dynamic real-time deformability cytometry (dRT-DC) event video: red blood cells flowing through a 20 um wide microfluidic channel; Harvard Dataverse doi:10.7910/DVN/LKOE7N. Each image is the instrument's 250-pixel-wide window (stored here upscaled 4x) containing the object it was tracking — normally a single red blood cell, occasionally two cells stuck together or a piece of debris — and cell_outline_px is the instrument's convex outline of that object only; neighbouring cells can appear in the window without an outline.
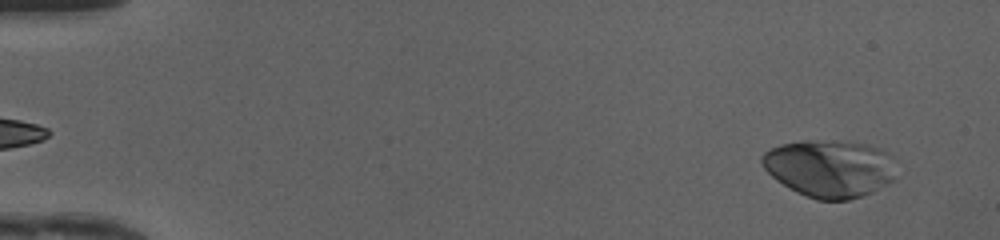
{"species": "human", "species_latin": "Homo sapiens", "temperature_condition": "cold", "stored_images_in_passage": 49, "camera_frame_rate_fps": 3000, "um_per_image_px": 0.085, "donor": {"sex": "female"}, "frame": {"image": 1, "passage_image": 3, "time_ms": 0.667, "image_size_px": [1000, 240], "cell_outline_px": [[892, 180], [888, 184], [864, 196], [848, 200], [816, 200], [796, 192], [776, 180], [764, 168], [760, 160], [760, 156], [764, 152], [780, 144], [800, 140], [808, 140], [868, 144], [884, 148], [892, 176]], "centroid_in_image_um": [70.43, 14.33], "position_along_channel_um": 14.6, "area_um2": 44.39}}
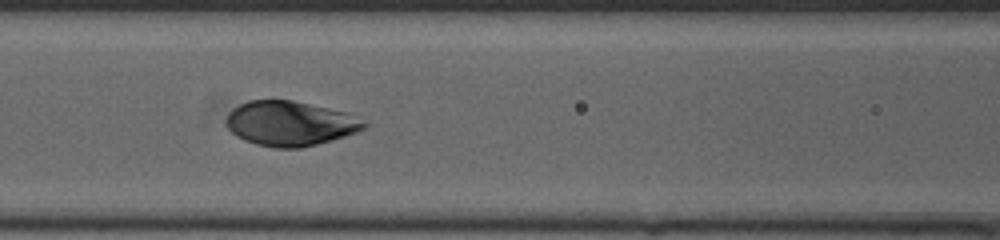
{"frame": {"image": 2, "passage_image": 22, "time_ms": 7.0, "image_size_px": [1000, 240], "cell_outline_px": [[368, 128], [332, 140], [300, 148], [272, 148], [256, 144], [244, 140], [236, 136], [228, 128], [224, 120], [228, 112], [232, 108], [248, 100], [292, 100], [348, 112], [368, 124]], "centroid_in_image_um": [24.64, 10.49], "position_along_channel_um": 142.0, "area_um2": 36.18}}
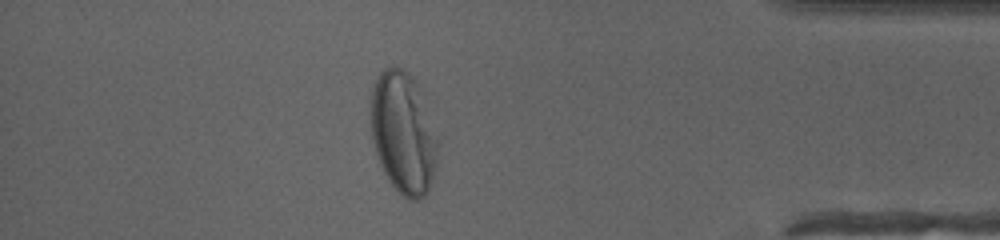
{"frame": {"image": 3, "passage_image": 43, "time_ms": 14.0, "image_size_px": [1000, 240], "cell_outline_px": [[440, 144], [436, 168], [432, 180], [424, 196], [420, 200], [408, 200], [388, 180], [380, 164], [376, 152], [372, 136], [368, 96], [376, 76], [384, 68], [392, 64], [404, 68], [416, 80], [440, 136]], "centroid_in_image_um": [34.29, 11.22], "position_along_channel_um": 400.9, "area_um2": 49.13}}